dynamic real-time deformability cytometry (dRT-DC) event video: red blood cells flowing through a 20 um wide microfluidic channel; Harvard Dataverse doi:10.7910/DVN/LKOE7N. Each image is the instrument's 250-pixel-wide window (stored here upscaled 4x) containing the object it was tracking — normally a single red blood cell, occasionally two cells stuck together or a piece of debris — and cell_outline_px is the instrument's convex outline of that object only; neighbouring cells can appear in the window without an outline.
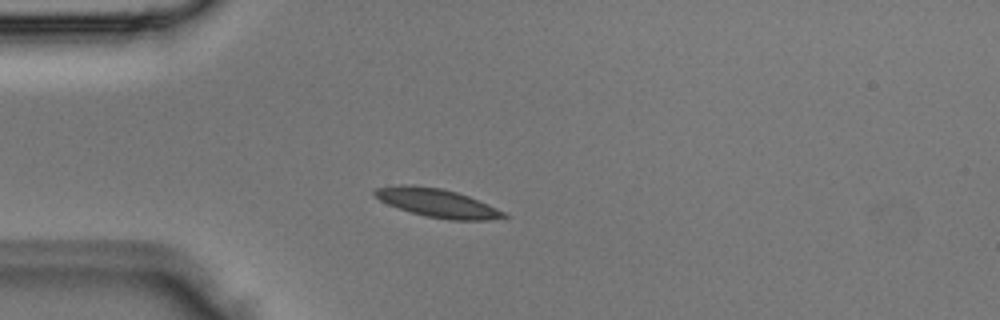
{"species": "Egyptian fruit bat (a non-hibernating species)", "species_latin": "Rousettus aegyptiacus", "temperature_condition": "room temperature", "stored_images_in_passage": 2, "camera_frame_rate_fps": 3000, "um_per_image_px": 0.085, "animal": {"sex": "male"}, "frame": {"image": 1, "passage_image": 2, "time_ms": 0.333, "image_size_px": [1000, 320], "cell_outline_px": [[508, 216], [488, 220], [448, 220], [428, 216], [412, 212], [388, 204], [380, 200], [372, 192], [376, 188], [400, 184], [412, 184], [444, 188], [468, 196], [488, 204], [504, 212]], "centroid_in_image_um": [37.15, 17.23], "position_along_channel_um": 47.9, "area_um2": 21.27}}